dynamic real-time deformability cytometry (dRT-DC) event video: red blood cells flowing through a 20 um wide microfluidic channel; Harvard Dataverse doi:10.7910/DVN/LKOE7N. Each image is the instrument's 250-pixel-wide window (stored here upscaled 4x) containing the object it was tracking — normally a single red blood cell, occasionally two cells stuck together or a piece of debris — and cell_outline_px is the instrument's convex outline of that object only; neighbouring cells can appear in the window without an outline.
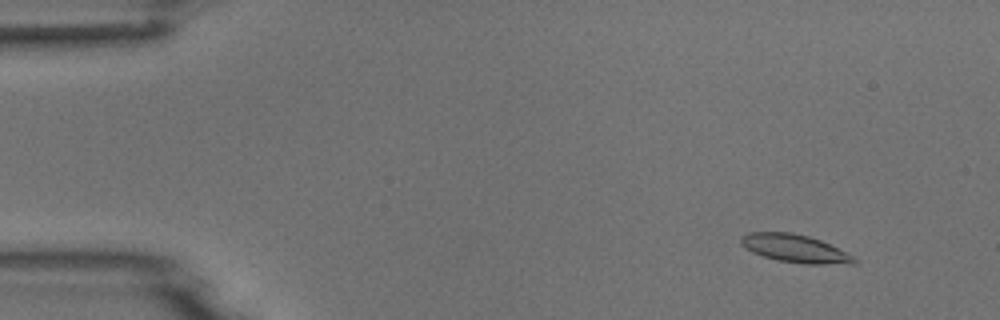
{"species": "common noctule bat (a hibernating species)", "species_latin": "Nyctalus noctula", "temperature_condition": "room temperature", "stored_images_in_passage": 54, "camera_frame_rate_fps": 3000, "um_per_image_px": 0.085, "animal": {"sex": "male", "body_mass_g": 18.8}, "frame": {"image": 1, "passage_image": 6, "time_ms": 1.667, "image_size_px": [1000, 320], "cell_outline_px": [[860, 260], [856, 264], [804, 264], [780, 260], [764, 256], [752, 252], [744, 248], [740, 244], [740, 236], [748, 232], [792, 232], [808, 236], [820, 240], [856, 256]], "centroid_in_image_um": [67.61, 21.12], "position_along_channel_um": 17.4, "area_um2": 18.67}}
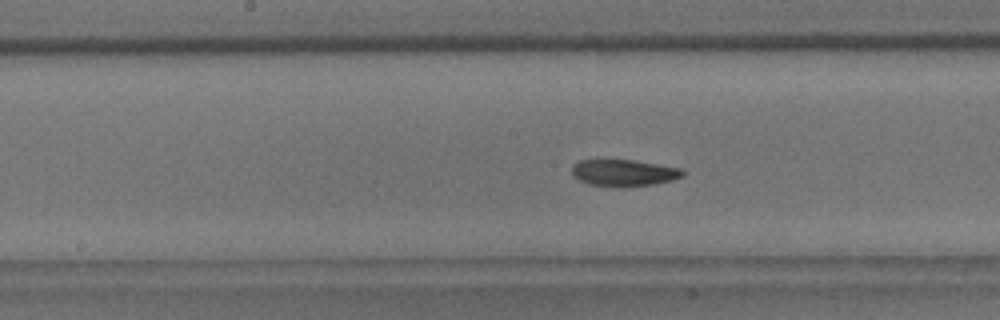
{"frame": {"image": 2, "passage_image": 28, "time_ms": 9.0, "image_size_px": [1000, 320], "cell_outline_px": [[684, 176], [672, 180], [652, 184], [620, 188], [616, 188], [588, 184], [580, 180], [572, 172], [572, 168], [580, 160], [632, 160], [684, 168]], "centroid_in_image_um": [53.08, 14.7], "position_along_channel_um": 195.1, "area_um2": 17.28}}
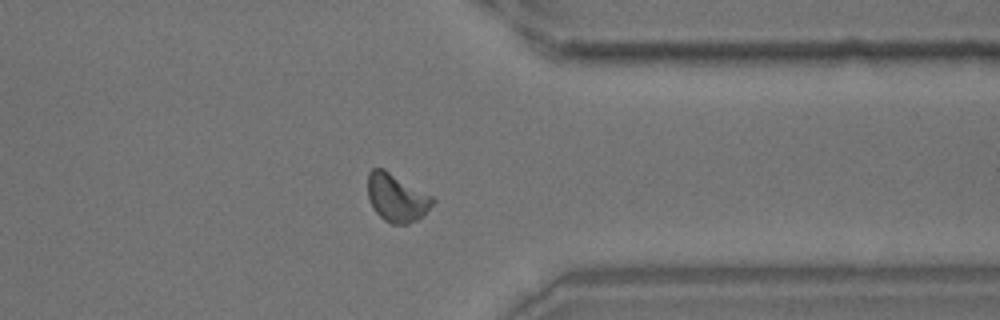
{"frame": {"image": 3, "passage_image": 43, "time_ms": 14.0, "image_size_px": [1000, 320], "cell_outline_px": [[436, 200], [416, 220], [408, 224], [392, 224], [384, 220], [372, 208], [368, 196], [368, 172], [372, 168], [384, 168], [432, 196]], "centroid_in_image_um": [33.68, 16.79], "position_along_channel_um": 377.7, "area_um2": 17.98}}